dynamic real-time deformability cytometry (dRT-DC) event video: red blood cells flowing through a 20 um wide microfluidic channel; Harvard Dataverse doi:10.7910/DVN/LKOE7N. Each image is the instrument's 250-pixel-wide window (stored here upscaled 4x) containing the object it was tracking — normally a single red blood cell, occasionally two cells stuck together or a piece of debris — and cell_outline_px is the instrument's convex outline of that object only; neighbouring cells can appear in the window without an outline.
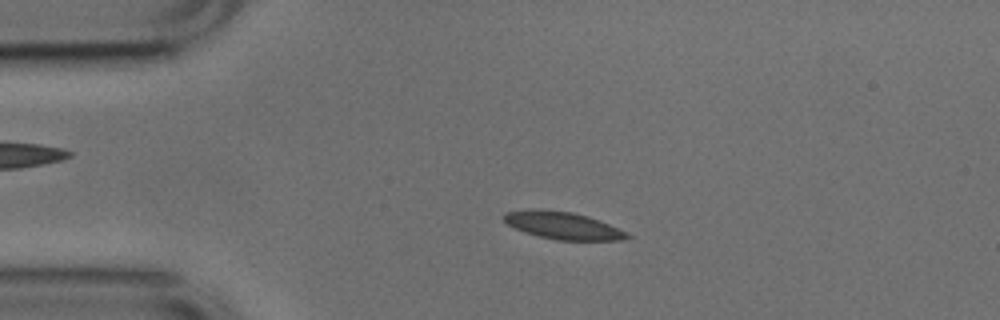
{"species": "common noctule bat (a hibernating species)", "species_latin": "Nyctalus noctula", "temperature_condition": "cold", "stored_images_in_passage": 3, "camera_frame_rate_fps": 3000, "um_per_image_px": 0.085, "animal": {"sex": "male", "body_mass_g": 17.9, "forearm_length_mm": 54.2}, "frame": {"image": 1, "passage_image": 2, "time_ms": 0.333, "image_size_px": [1000, 320], "cell_outline_px": [[632, 236], [624, 240], [556, 240], [524, 232], [508, 224], [504, 220], [504, 212], [572, 212], [588, 216], [600, 220]], "centroid_in_image_um": [47.93, 19.22], "position_along_channel_um": 37.1, "area_um2": 18.5}}